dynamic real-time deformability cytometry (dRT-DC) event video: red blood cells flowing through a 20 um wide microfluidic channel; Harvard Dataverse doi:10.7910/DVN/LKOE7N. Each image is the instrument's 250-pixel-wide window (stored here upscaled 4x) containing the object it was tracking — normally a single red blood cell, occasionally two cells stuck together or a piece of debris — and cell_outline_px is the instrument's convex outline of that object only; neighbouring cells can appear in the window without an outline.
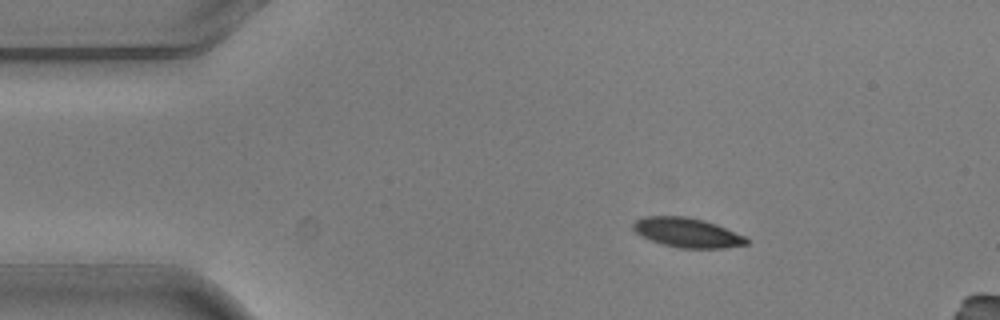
{"species": "common noctule bat (a hibernating species)", "species_latin": "Nyctalus noctula", "temperature_condition": "warm", "stored_images_in_passage": 3, "camera_frame_rate_fps": 3000, "um_per_image_px": 0.085, "animal": {"sex": "male", "body_mass_g": 20.5, "forearm_length_mm": 52.5}, "frame": {"image": 1, "passage_image": 1, "time_ms": 0.0, "image_size_px": [1000, 320], "cell_outline_px": [[748, 244], [724, 248], [680, 248], [664, 244], [640, 236], [632, 228], [632, 224], [636, 220], [644, 216], [684, 216], [704, 220], [716, 224], [744, 236], [748, 240]], "centroid_in_image_um": [58.39, 19.77], "position_along_channel_um": 26.6, "area_um2": 19.36}}